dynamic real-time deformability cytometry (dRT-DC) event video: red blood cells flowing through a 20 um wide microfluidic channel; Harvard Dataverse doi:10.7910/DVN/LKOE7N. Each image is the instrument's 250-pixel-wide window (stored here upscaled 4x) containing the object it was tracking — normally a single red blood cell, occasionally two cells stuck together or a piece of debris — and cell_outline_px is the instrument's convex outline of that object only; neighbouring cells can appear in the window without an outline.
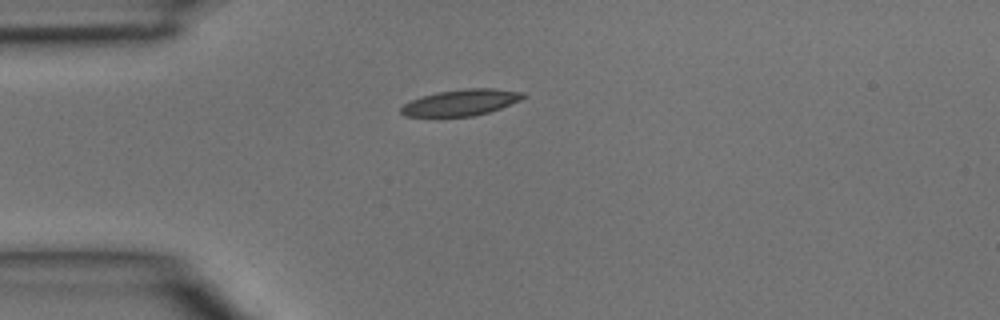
{"species": "common noctule bat (a hibernating species)", "species_latin": "Nyctalus noctula", "temperature_condition": "room temperature", "stored_images_in_passage": 2, "camera_frame_rate_fps": 3000, "um_per_image_px": 0.085, "animal": {"sex": "male", "body_mass_g": 15.6}, "frame": {"image": 1, "passage_image": 1, "time_ms": 0.0, "image_size_px": [1000, 320], "cell_outline_px": [[528, 96], [520, 100], [500, 108], [488, 112], [472, 116], [404, 116], [400, 112], [400, 108], [404, 104], [412, 100], [436, 92], [464, 88], [492, 88], [524, 92]], "centroid_in_image_um": [39.21, 8.7], "position_along_channel_um": 45.8, "area_um2": 18.55}}
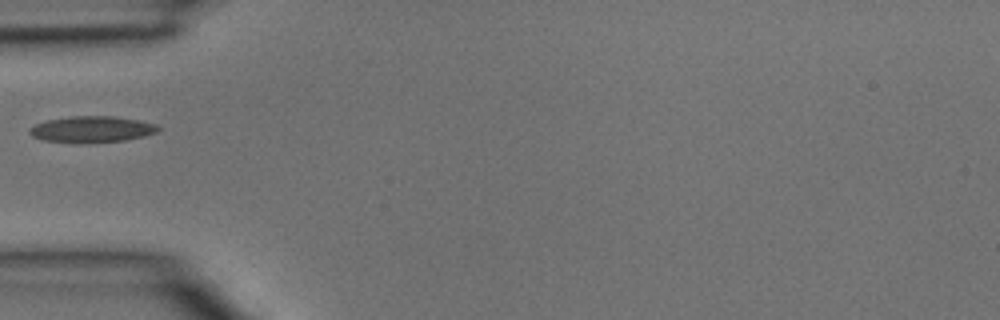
{"frame": {"image": 2, "passage_image": 2, "time_ms": 0.333, "image_size_px": [1000, 320], "cell_outline_px": [[160, 128], [156, 132], [144, 136], [124, 140], [44, 140], [32, 136], [28, 132], [28, 128], [36, 124], [48, 120], [68, 116], [112, 116], [136, 120], [156, 124]], "centroid_in_image_um": [7.8, 10.94], "position_along_channel_um": 77.2, "area_um2": 18.55}}